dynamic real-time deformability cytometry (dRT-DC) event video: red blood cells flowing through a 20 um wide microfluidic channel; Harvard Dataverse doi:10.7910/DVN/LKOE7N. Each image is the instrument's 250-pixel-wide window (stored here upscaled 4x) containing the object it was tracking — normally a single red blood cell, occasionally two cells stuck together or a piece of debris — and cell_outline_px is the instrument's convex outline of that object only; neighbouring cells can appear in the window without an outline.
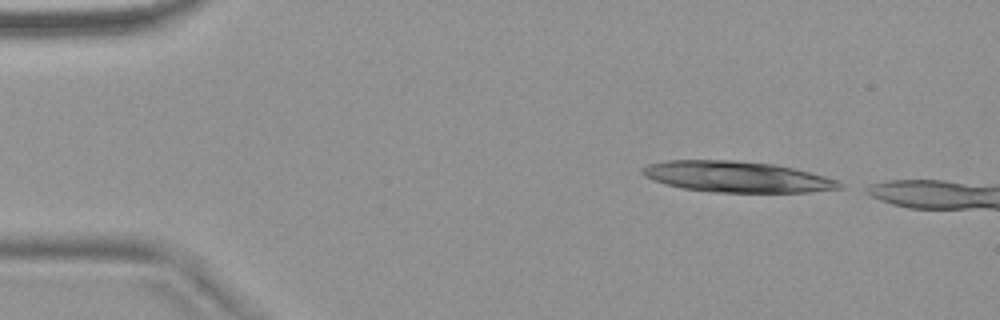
{"species": "common noctule bat (a hibernating species)", "species_latin": "Nyctalus noctula", "temperature_condition": "warm", "stored_images_in_passage": 7, "camera_frame_rate_fps": 3000, "um_per_image_px": 0.085, "animal": {"sex": "female", "body_mass_g": 18.4}, "frame": {"image": 1, "passage_image": 1, "time_ms": 0.0, "image_size_px": [1000, 320], "cell_outline_px": [[848, 188], [808, 192], [712, 192], [684, 188], [652, 180], [644, 176], [640, 172], [640, 168], [648, 164], [668, 160], [732, 160], [772, 164], [792, 168], [840, 180]], "centroid_in_image_um": [62.66, 15.03], "position_along_channel_um": 22.3, "area_um2": 35.6}}